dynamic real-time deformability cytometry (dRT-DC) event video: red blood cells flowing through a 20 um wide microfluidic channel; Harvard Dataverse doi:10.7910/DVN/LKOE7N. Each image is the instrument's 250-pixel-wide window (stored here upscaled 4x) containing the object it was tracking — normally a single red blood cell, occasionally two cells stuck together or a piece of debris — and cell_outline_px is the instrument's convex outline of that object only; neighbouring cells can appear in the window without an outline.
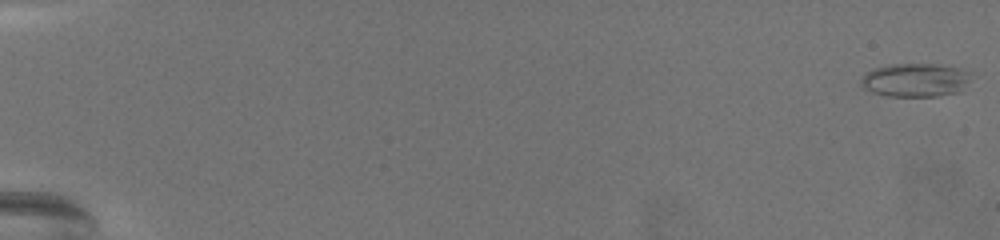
{"species": "common noctule bat (a hibernating species)", "species_latin": "Nyctalus noctula", "temperature_condition": "warm", "stored_images_in_passage": 72, "camera_frame_rate_fps": 3000, "um_per_image_px": 0.085, "animal": {"sex": "female", "body_mass_g": 19.5, "forearm_length_mm": 54.1}, "frame": {"image": 1, "passage_image": 1, "time_ms": 0.0, "image_size_px": [1000, 240], "cell_outline_px": [[972, 72], [968, 80], [960, 92], [936, 96], [888, 96], [872, 92], [864, 88], [860, 84], [860, 80], [872, 68], [892, 64], [940, 64], [960, 68]], "centroid_in_image_um": [77.81, 6.79], "position_along_channel_um": 7.2, "area_um2": 21.56}}
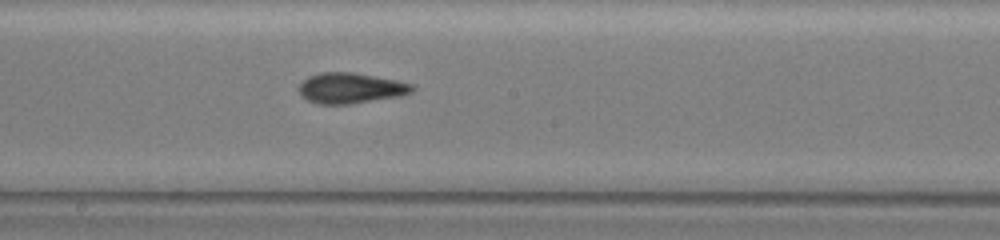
{"frame": {"image": 2, "passage_image": 43, "time_ms": 14.0, "image_size_px": [1000, 240], "cell_outline_px": [[416, 88], [412, 92], [400, 96], [352, 104], [316, 104], [300, 96], [300, 84], [308, 76], [320, 72], [352, 72], [396, 80], [416, 84]], "centroid_in_image_um": [29.83, 7.49], "position_along_channel_um": 218.4, "area_um2": 20.35}}
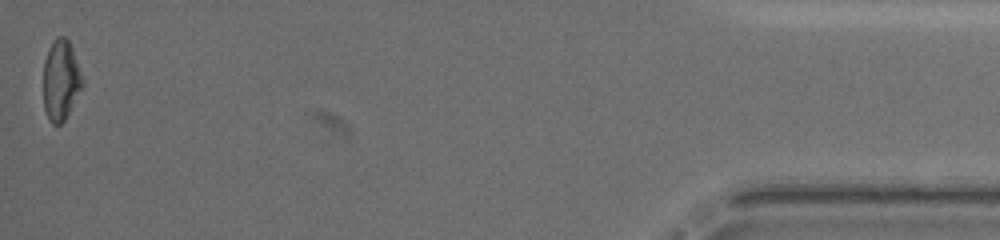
{"frame": {"image": 3, "passage_image": 72, "time_ms": 23.667, "image_size_px": [1000, 240], "cell_outline_px": [[84, 84], [64, 120], [60, 124], [52, 124], [48, 120], [44, 108], [44, 60], [48, 48], [56, 36], [64, 36], [68, 40], [72, 48], [84, 80]], "centroid_in_image_um": [5.17, 6.8], "position_along_channel_um": 430.0, "area_um2": 18.26}, "authors_computed_cell_mechanics": {"area_um2": 19.6809, "velocity_mm_per_s": 3.0353, "shape_relaxation_time_tau1_ms": null, "shape_relaxation_time_tau2_ms": 2.7262, "deformation_change_tau1": null, "deformation_change_tau2": 0.0959}}